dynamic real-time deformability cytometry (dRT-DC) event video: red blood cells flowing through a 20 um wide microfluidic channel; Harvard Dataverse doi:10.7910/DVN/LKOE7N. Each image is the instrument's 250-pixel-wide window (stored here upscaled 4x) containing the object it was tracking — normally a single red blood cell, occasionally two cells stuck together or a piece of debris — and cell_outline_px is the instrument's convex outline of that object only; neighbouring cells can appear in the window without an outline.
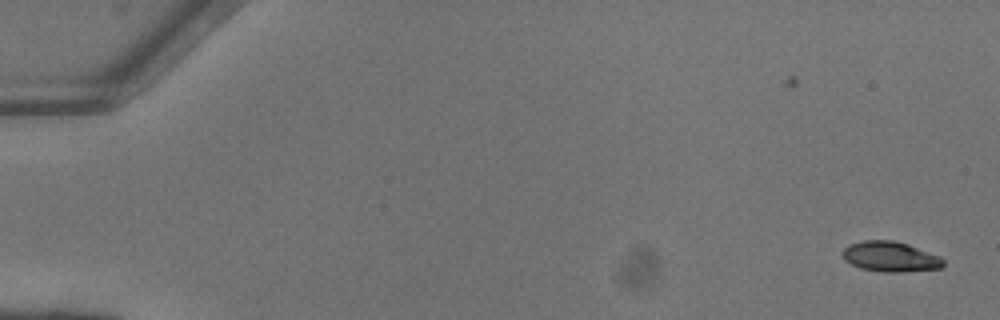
{"species": "common noctule bat (a hibernating species)", "species_latin": "Nyctalus noctula", "temperature_condition": "warm", "stored_images_in_passage": 21, "camera_frame_rate_fps": 3000, "um_per_image_px": 0.085, "animal": {"sex": "female"}, "frame": {"image": 1, "passage_image": 1, "time_ms": 0.0, "image_size_px": [1000, 320], "cell_outline_px": [[944, 264], [940, 268], [900, 272], [880, 272], [860, 268], [844, 260], [840, 252], [848, 244], [864, 240], [892, 240], [908, 244], [940, 256], [944, 260]], "centroid_in_image_um": [75.64, 21.81], "position_along_channel_um": 9.4, "area_um2": 17.86}}
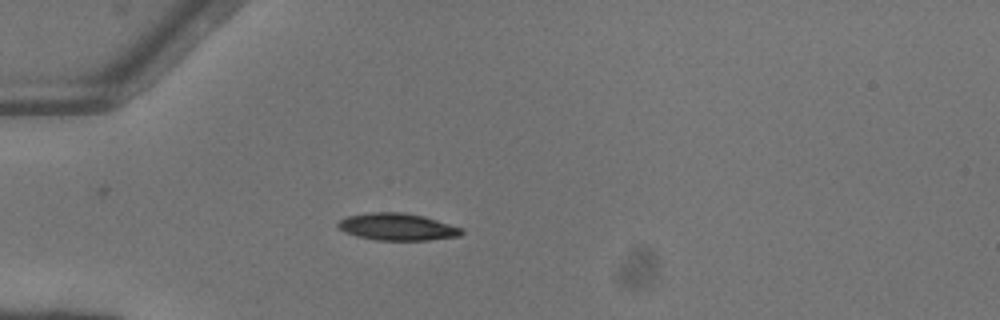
{"frame": {"image": 2, "passage_image": 15, "time_ms": 4.667, "image_size_px": [1000, 320], "cell_outline_px": [[464, 232], [460, 236], [428, 240], [376, 240], [356, 236], [344, 232], [336, 224], [340, 220], [348, 216], [368, 212], [404, 212], [424, 216], [464, 228]], "centroid_in_image_um": [33.79, 19.28], "position_along_channel_um": 51.2, "area_um2": 19.65}}
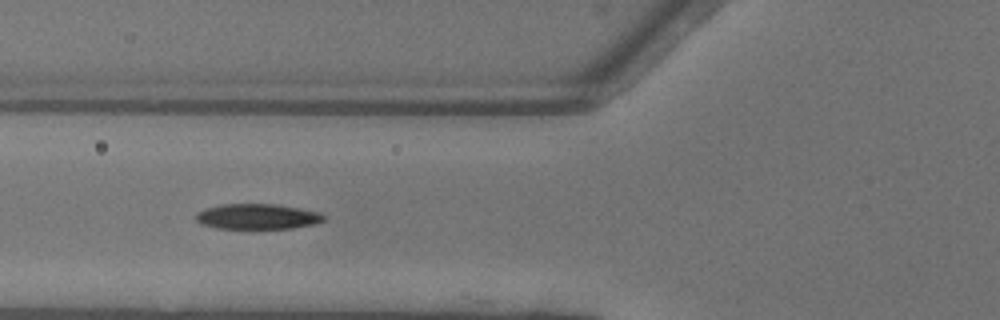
{"frame": {"image": 3, "passage_image": 20, "time_ms": 6.333, "image_size_px": [1000, 320], "cell_outline_px": [[328, 216], [324, 220], [312, 224], [292, 228], [216, 228], [200, 224], [196, 220], [196, 212], [220, 204], [276, 204], [300, 208], [320, 212]], "centroid_in_image_um": [21.89, 18.4], "position_along_channel_um": 103.9, "area_um2": 18.9}}